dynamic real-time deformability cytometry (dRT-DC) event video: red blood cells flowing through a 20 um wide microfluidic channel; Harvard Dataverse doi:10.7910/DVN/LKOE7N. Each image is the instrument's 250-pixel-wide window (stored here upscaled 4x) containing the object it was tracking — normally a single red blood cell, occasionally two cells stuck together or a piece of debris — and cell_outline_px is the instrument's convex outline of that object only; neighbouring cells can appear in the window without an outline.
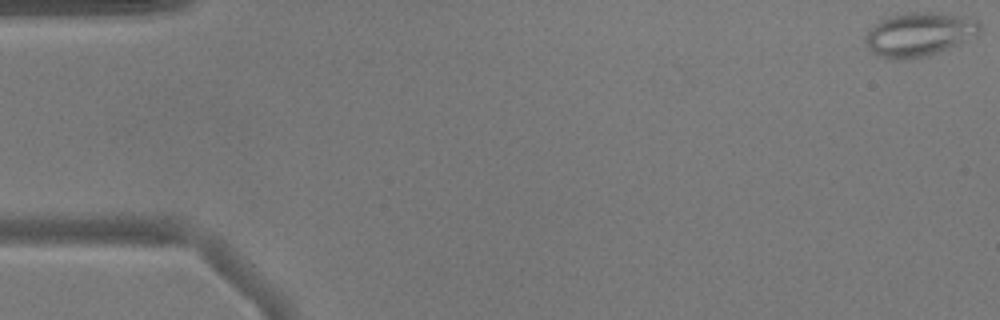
{"species": "common noctule bat (a hibernating species)", "species_latin": "Nyctalus noctula", "temperature_condition": "warm", "stored_images_in_passage": 9, "camera_frame_rate_fps": 3000, "um_per_image_px": 0.085, "animal": {"sex": "male", "body_mass_g": 17.9}, "frame": {"image": 1, "passage_image": 1, "time_ms": 0.0, "image_size_px": [1000, 320], "cell_outline_px": [[984, 28], [976, 36], [960, 44], [928, 56], [908, 60], [904, 60], [880, 56], [872, 52], [868, 48], [864, 40], [864, 36], [880, 20], [888, 16], [908, 12], [940, 12], [972, 16]], "centroid_in_image_um": [78.2, 2.9], "position_along_channel_um": 6.8, "area_um2": 29.82}}